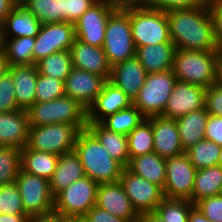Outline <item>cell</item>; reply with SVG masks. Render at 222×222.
Wrapping results in <instances>:
<instances>
[{
	"mask_svg": "<svg viewBox=\"0 0 222 222\" xmlns=\"http://www.w3.org/2000/svg\"><path fill=\"white\" fill-rule=\"evenodd\" d=\"M170 39L176 48L184 50H218L212 19L206 4L194 9L166 12Z\"/></svg>",
	"mask_w": 222,
	"mask_h": 222,
	"instance_id": "cell-1",
	"label": "cell"
},
{
	"mask_svg": "<svg viewBox=\"0 0 222 222\" xmlns=\"http://www.w3.org/2000/svg\"><path fill=\"white\" fill-rule=\"evenodd\" d=\"M74 151L79 156L85 176L98 184L120 180L124 167L109 155L88 128L78 134Z\"/></svg>",
	"mask_w": 222,
	"mask_h": 222,
	"instance_id": "cell-2",
	"label": "cell"
},
{
	"mask_svg": "<svg viewBox=\"0 0 222 222\" xmlns=\"http://www.w3.org/2000/svg\"><path fill=\"white\" fill-rule=\"evenodd\" d=\"M219 50L197 51L176 48L173 72L177 81L209 88L217 82Z\"/></svg>",
	"mask_w": 222,
	"mask_h": 222,
	"instance_id": "cell-3",
	"label": "cell"
},
{
	"mask_svg": "<svg viewBox=\"0 0 222 222\" xmlns=\"http://www.w3.org/2000/svg\"><path fill=\"white\" fill-rule=\"evenodd\" d=\"M27 112L29 126L68 123L83 130L88 125L87 109L66 95L47 102H35Z\"/></svg>",
	"mask_w": 222,
	"mask_h": 222,
	"instance_id": "cell-4",
	"label": "cell"
},
{
	"mask_svg": "<svg viewBox=\"0 0 222 222\" xmlns=\"http://www.w3.org/2000/svg\"><path fill=\"white\" fill-rule=\"evenodd\" d=\"M102 48L111 67L135 57L136 46L130 25V5L118 7L108 18Z\"/></svg>",
	"mask_w": 222,
	"mask_h": 222,
	"instance_id": "cell-5",
	"label": "cell"
},
{
	"mask_svg": "<svg viewBox=\"0 0 222 222\" xmlns=\"http://www.w3.org/2000/svg\"><path fill=\"white\" fill-rule=\"evenodd\" d=\"M130 25L136 48L159 43H172L166 12L130 5Z\"/></svg>",
	"mask_w": 222,
	"mask_h": 222,
	"instance_id": "cell-6",
	"label": "cell"
},
{
	"mask_svg": "<svg viewBox=\"0 0 222 222\" xmlns=\"http://www.w3.org/2000/svg\"><path fill=\"white\" fill-rule=\"evenodd\" d=\"M98 183L84 176L54 196L53 215L59 218L81 219L96 205Z\"/></svg>",
	"mask_w": 222,
	"mask_h": 222,
	"instance_id": "cell-7",
	"label": "cell"
},
{
	"mask_svg": "<svg viewBox=\"0 0 222 222\" xmlns=\"http://www.w3.org/2000/svg\"><path fill=\"white\" fill-rule=\"evenodd\" d=\"M80 129L68 123L30 126L26 147L62 155L74 151Z\"/></svg>",
	"mask_w": 222,
	"mask_h": 222,
	"instance_id": "cell-8",
	"label": "cell"
},
{
	"mask_svg": "<svg viewBox=\"0 0 222 222\" xmlns=\"http://www.w3.org/2000/svg\"><path fill=\"white\" fill-rule=\"evenodd\" d=\"M176 82L172 69L147 74L133 105L145 118L161 116Z\"/></svg>",
	"mask_w": 222,
	"mask_h": 222,
	"instance_id": "cell-9",
	"label": "cell"
},
{
	"mask_svg": "<svg viewBox=\"0 0 222 222\" xmlns=\"http://www.w3.org/2000/svg\"><path fill=\"white\" fill-rule=\"evenodd\" d=\"M15 183L21 195L25 214L29 218L53 216L54 195L48 179L20 170Z\"/></svg>",
	"mask_w": 222,
	"mask_h": 222,
	"instance_id": "cell-10",
	"label": "cell"
},
{
	"mask_svg": "<svg viewBox=\"0 0 222 222\" xmlns=\"http://www.w3.org/2000/svg\"><path fill=\"white\" fill-rule=\"evenodd\" d=\"M117 8L110 0H98L74 23L76 39L102 47L108 18Z\"/></svg>",
	"mask_w": 222,
	"mask_h": 222,
	"instance_id": "cell-11",
	"label": "cell"
},
{
	"mask_svg": "<svg viewBox=\"0 0 222 222\" xmlns=\"http://www.w3.org/2000/svg\"><path fill=\"white\" fill-rule=\"evenodd\" d=\"M119 181L138 215L155 212L165 198L160 186L134 174L126 167L122 170Z\"/></svg>",
	"mask_w": 222,
	"mask_h": 222,
	"instance_id": "cell-12",
	"label": "cell"
},
{
	"mask_svg": "<svg viewBox=\"0 0 222 222\" xmlns=\"http://www.w3.org/2000/svg\"><path fill=\"white\" fill-rule=\"evenodd\" d=\"M197 169L186 153L166 159V180L163 193L166 198L186 199L191 202Z\"/></svg>",
	"mask_w": 222,
	"mask_h": 222,
	"instance_id": "cell-13",
	"label": "cell"
},
{
	"mask_svg": "<svg viewBox=\"0 0 222 222\" xmlns=\"http://www.w3.org/2000/svg\"><path fill=\"white\" fill-rule=\"evenodd\" d=\"M74 24L70 22L41 25L33 48L36 62L58 51L69 50L75 40Z\"/></svg>",
	"mask_w": 222,
	"mask_h": 222,
	"instance_id": "cell-14",
	"label": "cell"
},
{
	"mask_svg": "<svg viewBox=\"0 0 222 222\" xmlns=\"http://www.w3.org/2000/svg\"><path fill=\"white\" fill-rule=\"evenodd\" d=\"M206 88L177 81L161 116L177 119L205 107Z\"/></svg>",
	"mask_w": 222,
	"mask_h": 222,
	"instance_id": "cell-15",
	"label": "cell"
},
{
	"mask_svg": "<svg viewBox=\"0 0 222 222\" xmlns=\"http://www.w3.org/2000/svg\"><path fill=\"white\" fill-rule=\"evenodd\" d=\"M106 81L103 76L73 67L64 82L65 95L78 101L88 110L101 93Z\"/></svg>",
	"mask_w": 222,
	"mask_h": 222,
	"instance_id": "cell-16",
	"label": "cell"
},
{
	"mask_svg": "<svg viewBox=\"0 0 222 222\" xmlns=\"http://www.w3.org/2000/svg\"><path fill=\"white\" fill-rule=\"evenodd\" d=\"M96 206L127 222L139 221V215L133 209L120 181L98 185Z\"/></svg>",
	"mask_w": 222,
	"mask_h": 222,
	"instance_id": "cell-17",
	"label": "cell"
},
{
	"mask_svg": "<svg viewBox=\"0 0 222 222\" xmlns=\"http://www.w3.org/2000/svg\"><path fill=\"white\" fill-rule=\"evenodd\" d=\"M133 105V100L107 80L101 93L87 110V123H100L104 118Z\"/></svg>",
	"mask_w": 222,
	"mask_h": 222,
	"instance_id": "cell-18",
	"label": "cell"
},
{
	"mask_svg": "<svg viewBox=\"0 0 222 222\" xmlns=\"http://www.w3.org/2000/svg\"><path fill=\"white\" fill-rule=\"evenodd\" d=\"M153 131V152L165 159L185 153L181 146L176 119L163 116L148 118Z\"/></svg>",
	"mask_w": 222,
	"mask_h": 222,
	"instance_id": "cell-19",
	"label": "cell"
},
{
	"mask_svg": "<svg viewBox=\"0 0 222 222\" xmlns=\"http://www.w3.org/2000/svg\"><path fill=\"white\" fill-rule=\"evenodd\" d=\"M69 51L74 68L98 74L109 80L111 66L102 47H95L75 38Z\"/></svg>",
	"mask_w": 222,
	"mask_h": 222,
	"instance_id": "cell-20",
	"label": "cell"
},
{
	"mask_svg": "<svg viewBox=\"0 0 222 222\" xmlns=\"http://www.w3.org/2000/svg\"><path fill=\"white\" fill-rule=\"evenodd\" d=\"M29 127L27 110L0 113V146L23 149L27 144Z\"/></svg>",
	"mask_w": 222,
	"mask_h": 222,
	"instance_id": "cell-21",
	"label": "cell"
},
{
	"mask_svg": "<svg viewBox=\"0 0 222 222\" xmlns=\"http://www.w3.org/2000/svg\"><path fill=\"white\" fill-rule=\"evenodd\" d=\"M146 75L145 68L135 56L111 67L109 81L134 100L145 82Z\"/></svg>",
	"mask_w": 222,
	"mask_h": 222,
	"instance_id": "cell-22",
	"label": "cell"
},
{
	"mask_svg": "<svg viewBox=\"0 0 222 222\" xmlns=\"http://www.w3.org/2000/svg\"><path fill=\"white\" fill-rule=\"evenodd\" d=\"M14 81V91L17 106L28 110L35 102V90L38 78L36 65H13L8 71Z\"/></svg>",
	"mask_w": 222,
	"mask_h": 222,
	"instance_id": "cell-23",
	"label": "cell"
},
{
	"mask_svg": "<svg viewBox=\"0 0 222 222\" xmlns=\"http://www.w3.org/2000/svg\"><path fill=\"white\" fill-rule=\"evenodd\" d=\"M175 52L173 43H159L136 48L135 56L149 74L172 69Z\"/></svg>",
	"mask_w": 222,
	"mask_h": 222,
	"instance_id": "cell-24",
	"label": "cell"
},
{
	"mask_svg": "<svg viewBox=\"0 0 222 222\" xmlns=\"http://www.w3.org/2000/svg\"><path fill=\"white\" fill-rule=\"evenodd\" d=\"M41 27L36 16L24 6H15L1 26L2 38L36 37Z\"/></svg>",
	"mask_w": 222,
	"mask_h": 222,
	"instance_id": "cell-25",
	"label": "cell"
},
{
	"mask_svg": "<svg viewBox=\"0 0 222 222\" xmlns=\"http://www.w3.org/2000/svg\"><path fill=\"white\" fill-rule=\"evenodd\" d=\"M85 176L79 156L75 151L59 156L55 171L49 179L50 190L55 196L62 189Z\"/></svg>",
	"mask_w": 222,
	"mask_h": 222,
	"instance_id": "cell-26",
	"label": "cell"
},
{
	"mask_svg": "<svg viewBox=\"0 0 222 222\" xmlns=\"http://www.w3.org/2000/svg\"><path fill=\"white\" fill-rule=\"evenodd\" d=\"M208 117L209 113L204 107L176 119L180 142L184 151L205 139Z\"/></svg>",
	"mask_w": 222,
	"mask_h": 222,
	"instance_id": "cell-27",
	"label": "cell"
},
{
	"mask_svg": "<svg viewBox=\"0 0 222 222\" xmlns=\"http://www.w3.org/2000/svg\"><path fill=\"white\" fill-rule=\"evenodd\" d=\"M126 168L162 189L165 186L166 159L155 152L130 158Z\"/></svg>",
	"mask_w": 222,
	"mask_h": 222,
	"instance_id": "cell-28",
	"label": "cell"
},
{
	"mask_svg": "<svg viewBox=\"0 0 222 222\" xmlns=\"http://www.w3.org/2000/svg\"><path fill=\"white\" fill-rule=\"evenodd\" d=\"M87 128L97 137L114 160L124 168L127 167L130 160L127 136L110 131L100 123H88Z\"/></svg>",
	"mask_w": 222,
	"mask_h": 222,
	"instance_id": "cell-29",
	"label": "cell"
},
{
	"mask_svg": "<svg viewBox=\"0 0 222 222\" xmlns=\"http://www.w3.org/2000/svg\"><path fill=\"white\" fill-rule=\"evenodd\" d=\"M59 155L43 151L21 149V170L38 177L50 179L53 175Z\"/></svg>",
	"mask_w": 222,
	"mask_h": 222,
	"instance_id": "cell-30",
	"label": "cell"
},
{
	"mask_svg": "<svg viewBox=\"0 0 222 222\" xmlns=\"http://www.w3.org/2000/svg\"><path fill=\"white\" fill-rule=\"evenodd\" d=\"M222 192V168L219 165L199 169L196 172L191 202L216 196Z\"/></svg>",
	"mask_w": 222,
	"mask_h": 222,
	"instance_id": "cell-31",
	"label": "cell"
},
{
	"mask_svg": "<svg viewBox=\"0 0 222 222\" xmlns=\"http://www.w3.org/2000/svg\"><path fill=\"white\" fill-rule=\"evenodd\" d=\"M9 66L33 65L35 37L2 38Z\"/></svg>",
	"mask_w": 222,
	"mask_h": 222,
	"instance_id": "cell-32",
	"label": "cell"
},
{
	"mask_svg": "<svg viewBox=\"0 0 222 222\" xmlns=\"http://www.w3.org/2000/svg\"><path fill=\"white\" fill-rule=\"evenodd\" d=\"M38 74L50 76L61 81L66 80L73 68L69 50L55 52L36 62Z\"/></svg>",
	"mask_w": 222,
	"mask_h": 222,
	"instance_id": "cell-33",
	"label": "cell"
},
{
	"mask_svg": "<svg viewBox=\"0 0 222 222\" xmlns=\"http://www.w3.org/2000/svg\"><path fill=\"white\" fill-rule=\"evenodd\" d=\"M145 119L142 113L134 105H131L104 118L100 124L110 131L127 136Z\"/></svg>",
	"mask_w": 222,
	"mask_h": 222,
	"instance_id": "cell-34",
	"label": "cell"
},
{
	"mask_svg": "<svg viewBox=\"0 0 222 222\" xmlns=\"http://www.w3.org/2000/svg\"><path fill=\"white\" fill-rule=\"evenodd\" d=\"M23 6L41 25L65 22L64 0H27Z\"/></svg>",
	"mask_w": 222,
	"mask_h": 222,
	"instance_id": "cell-35",
	"label": "cell"
},
{
	"mask_svg": "<svg viewBox=\"0 0 222 222\" xmlns=\"http://www.w3.org/2000/svg\"><path fill=\"white\" fill-rule=\"evenodd\" d=\"M128 150L130 158L153 152V131L151 121L146 118L128 135Z\"/></svg>",
	"mask_w": 222,
	"mask_h": 222,
	"instance_id": "cell-36",
	"label": "cell"
},
{
	"mask_svg": "<svg viewBox=\"0 0 222 222\" xmlns=\"http://www.w3.org/2000/svg\"><path fill=\"white\" fill-rule=\"evenodd\" d=\"M221 147L215 142L203 139L185 151L190 162L197 169H203L218 164Z\"/></svg>",
	"mask_w": 222,
	"mask_h": 222,
	"instance_id": "cell-37",
	"label": "cell"
},
{
	"mask_svg": "<svg viewBox=\"0 0 222 222\" xmlns=\"http://www.w3.org/2000/svg\"><path fill=\"white\" fill-rule=\"evenodd\" d=\"M21 170V149L0 146V186L14 183Z\"/></svg>",
	"mask_w": 222,
	"mask_h": 222,
	"instance_id": "cell-38",
	"label": "cell"
},
{
	"mask_svg": "<svg viewBox=\"0 0 222 222\" xmlns=\"http://www.w3.org/2000/svg\"><path fill=\"white\" fill-rule=\"evenodd\" d=\"M195 205L186 199L164 198L155 209L164 222H188L190 211Z\"/></svg>",
	"mask_w": 222,
	"mask_h": 222,
	"instance_id": "cell-39",
	"label": "cell"
},
{
	"mask_svg": "<svg viewBox=\"0 0 222 222\" xmlns=\"http://www.w3.org/2000/svg\"><path fill=\"white\" fill-rule=\"evenodd\" d=\"M35 96L36 102H47L65 96L64 81L38 74Z\"/></svg>",
	"mask_w": 222,
	"mask_h": 222,
	"instance_id": "cell-40",
	"label": "cell"
},
{
	"mask_svg": "<svg viewBox=\"0 0 222 222\" xmlns=\"http://www.w3.org/2000/svg\"><path fill=\"white\" fill-rule=\"evenodd\" d=\"M0 214H25L17 184L0 186Z\"/></svg>",
	"mask_w": 222,
	"mask_h": 222,
	"instance_id": "cell-41",
	"label": "cell"
},
{
	"mask_svg": "<svg viewBox=\"0 0 222 222\" xmlns=\"http://www.w3.org/2000/svg\"><path fill=\"white\" fill-rule=\"evenodd\" d=\"M20 109L17 106L14 91V81L9 72L0 77V113Z\"/></svg>",
	"mask_w": 222,
	"mask_h": 222,
	"instance_id": "cell-42",
	"label": "cell"
},
{
	"mask_svg": "<svg viewBox=\"0 0 222 222\" xmlns=\"http://www.w3.org/2000/svg\"><path fill=\"white\" fill-rule=\"evenodd\" d=\"M207 0H145L142 6L169 12L176 9H194L202 7Z\"/></svg>",
	"mask_w": 222,
	"mask_h": 222,
	"instance_id": "cell-43",
	"label": "cell"
},
{
	"mask_svg": "<svg viewBox=\"0 0 222 222\" xmlns=\"http://www.w3.org/2000/svg\"><path fill=\"white\" fill-rule=\"evenodd\" d=\"M194 205L210 221L222 222V194L203 198Z\"/></svg>",
	"mask_w": 222,
	"mask_h": 222,
	"instance_id": "cell-44",
	"label": "cell"
},
{
	"mask_svg": "<svg viewBox=\"0 0 222 222\" xmlns=\"http://www.w3.org/2000/svg\"><path fill=\"white\" fill-rule=\"evenodd\" d=\"M206 6L212 19L217 48L222 55V0H207Z\"/></svg>",
	"mask_w": 222,
	"mask_h": 222,
	"instance_id": "cell-45",
	"label": "cell"
},
{
	"mask_svg": "<svg viewBox=\"0 0 222 222\" xmlns=\"http://www.w3.org/2000/svg\"><path fill=\"white\" fill-rule=\"evenodd\" d=\"M98 0H64L65 22L75 23Z\"/></svg>",
	"mask_w": 222,
	"mask_h": 222,
	"instance_id": "cell-46",
	"label": "cell"
},
{
	"mask_svg": "<svg viewBox=\"0 0 222 222\" xmlns=\"http://www.w3.org/2000/svg\"><path fill=\"white\" fill-rule=\"evenodd\" d=\"M205 108L209 115L222 116V86L217 82L206 89Z\"/></svg>",
	"mask_w": 222,
	"mask_h": 222,
	"instance_id": "cell-47",
	"label": "cell"
},
{
	"mask_svg": "<svg viewBox=\"0 0 222 222\" xmlns=\"http://www.w3.org/2000/svg\"><path fill=\"white\" fill-rule=\"evenodd\" d=\"M205 139L222 147V116L209 115L206 122Z\"/></svg>",
	"mask_w": 222,
	"mask_h": 222,
	"instance_id": "cell-48",
	"label": "cell"
},
{
	"mask_svg": "<svg viewBox=\"0 0 222 222\" xmlns=\"http://www.w3.org/2000/svg\"><path fill=\"white\" fill-rule=\"evenodd\" d=\"M82 222H127L102 208L93 206L81 219Z\"/></svg>",
	"mask_w": 222,
	"mask_h": 222,
	"instance_id": "cell-49",
	"label": "cell"
},
{
	"mask_svg": "<svg viewBox=\"0 0 222 222\" xmlns=\"http://www.w3.org/2000/svg\"><path fill=\"white\" fill-rule=\"evenodd\" d=\"M14 7L15 5L10 0H0V26H2L5 18Z\"/></svg>",
	"mask_w": 222,
	"mask_h": 222,
	"instance_id": "cell-50",
	"label": "cell"
},
{
	"mask_svg": "<svg viewBox=\"0 0 222 222\" xmlns=\"http://www.w3.org/2000/svg\"><path fill=\"white\" fill-rule=\"evenodd\" d=\"M26 214H0V222H28Z\"/></svg>",
	"mask_w": 222,
	"mask_h": 222,
	"instance_id": "cell-51",
	"label": "cell"
},
{
	"mask_svg": "<svg viewBox=\"0 0 222 222\" xmlns=\"http://www.w3.org/2000/svg\"><path fill=\"white\" fill-rule=\"evenodd\" d=\"M188 222H213L205 217L195 206L190 211Z\"/></svg>",
	"mask_w": 222,
	"mask_h": 222,
	"instance_id": "cell-52",
	"label": "cell"
},
{
	"mask_svg": "<svg viewBox=\"0 0 222 222\" xmlns=\"http://www.w3.org/2000/svg\"><path fill=\"white\" fill-rule=\"evenodd\" d=\"M140 222H164V220L155 212H148L139 215Z\"/></svg>",
	"mask_w": 222,
	"mask_h": 222,
	"instance_id": "cell-53",
	"label": "cell"
},
{
	"mask_svg": "<svg viewBox=\"0 0 222 222\" xmlns=\"http://www.w3.org/2000/svg\"><path fill=\"white\" fill-rule=\"evenodd\" d=\"M9 71V64L3 47H0V77Z\"/></svg>",
	"mask_w": 222,
	"mask_h": 222,
	"instance_id": "cell-54",
	"label": "cell"
},
{
	"mask_svg": "<svg viewBox=\"0 0 222 222\" xmlns=\"http://www.w3.org/2000/svg\"><path fill=\"white\" fill-rule=\"evenodd\" d=\"M117 7H125L129 5H142L145 0H110Z\"/></svg>",
	"mask_w": 222,
	"mask_h": 222,
	"instance_id": "cell-55",
	"label": "cell"
},
{
	"mask_svg": "<svg viewBox=\"0 0 222 222\" xmlns=\"http://www.w3.org/2000/svg\"><path fill=\"white\" fill-rule=\"evenodd\" d=\"M28 222H54V215L45 218H30Z\"/></svg>",
	"mask_w": 222,
	"mask_h": 222,
	"instance_id": "cell-56",
	"label": "cell"
},
{
	"mask_svg": "<svg viewBox=\"0 0 222 222\" xmlns=\"http://www.w3.org/2000/svg\"><path fill=\"white\" fill-rule=\"evenodd\" d=\"M217 83L222 86V57L220 58V61L218 64Z\"/></svg>",
	"mask_w": 222,
	"mask_h": 222,
	"instance_id": "cell-57",
	"label": "cell"
},
{
	"mask_svg": "<svg viewBox=\"0 0 222 222\" xmlns=\"http://www.w3.org/2000/svg\"><path fill=\"white\" fill-rule=\"evenodd\" d=\"M54 222H77V219L59 218L54 216Z\"/></svg>",
	"mask_w": 222,
	"mask_h": 222,
	"instance_id": "cell-58",
	"label": "cell"
},
{
	"mask_svg": "<svg viewBox=\"0 0 222 222\" xmlns=\"http://www.w3.org/2000/svg\"><path fill=\"white\" fill-rule=\"evenodd\" d=\"M15 6H23L27 0H10Z\"/></svg>",
	"mask_w": 222,
	"mask_h": 222,
	"instance_id": "cell-59",
	"label": "cell"
},
{
	"mask_svg": "<svg viewBox=\"0 0 222 222\" xmlns=\"http://www.w3.org/2000/svg\"><path fill=\"white\" fill-rule=\"evenodd\" d=\"M221 168H222V147H221V150H220V154H219V159H218V164Z\"/></svg>",
	"mask_w": 222,
	"mask_h": 222,
	"instance_id": "cell-60",
	"label": "cell"
},
{
	"mask_svg": "<svg viewBox=\"0 0 222 222\" xmlns=\"http://www.w3.org/2000/svg\"><path fill=\"white\" fill-rule=\"evenodd\" d=\"M2 29H1V26H0V47H2Z\"/></svg>",
	"mask_w": 222,
	"mask_h": 222,
	"instance_id": "cell-61",
	"label": "cell"
}]
</instances>
